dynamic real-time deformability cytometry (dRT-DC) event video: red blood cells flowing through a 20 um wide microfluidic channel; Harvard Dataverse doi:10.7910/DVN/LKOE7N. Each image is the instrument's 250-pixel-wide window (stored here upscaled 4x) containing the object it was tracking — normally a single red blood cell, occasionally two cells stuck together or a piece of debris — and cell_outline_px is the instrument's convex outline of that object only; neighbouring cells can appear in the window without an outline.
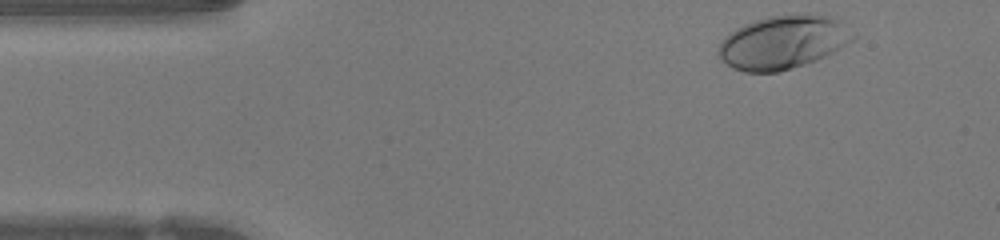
{"species": "human", "species_latin": "Homo sapiens", "temperature_condition": "warm", "stored_images_in_passage": 40, "camera_frame_rate_fps": 3000, "um_per_image_px": 0.085, "donor": {"sex": "female"}, "frame": {"image": 1, "passage_image": 1, "time_ms": 0.0, "image_size_px": [1000, 240], "cell_outline_px": [[856, 36], [852, 40], [840, 48], [816, 60], [792, 68], [776, 72], [744, 72], [732, 68], [716, 52], [720, 40], [728, 32], [744, 24], [768, 16], [808, 12], [836, 16]], "centroid_in_image_um": [66.55, 3.55], "position_along_channel_um": 18.4, "area_um2": 42.37}}
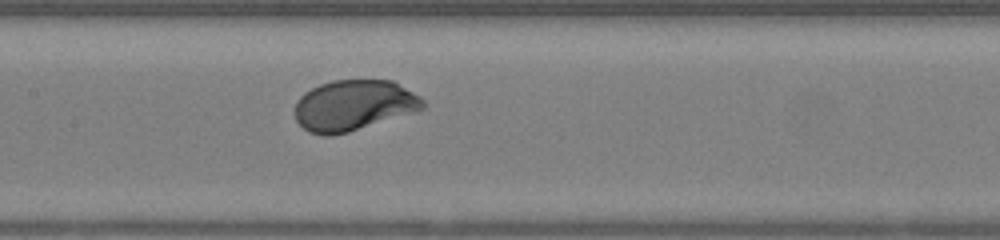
{"frame": {"image": 2, "passage_image": 18, "time_ms": 5.667, "image_size_px": [1000, 240], "cell_outline_px": [[424, 108], [348, 132], [332, 136], [324, 136], [308, 132], [296, 120], [292, 112], [296, 100], [304, 92], [320, 84], [332, 80], [392, 80], [420, 96], [424, 100]], "centroid_in_image_um": [29.99, 8.95], "position_along_channel_um": 177.4, "area_um2": 37.8}}
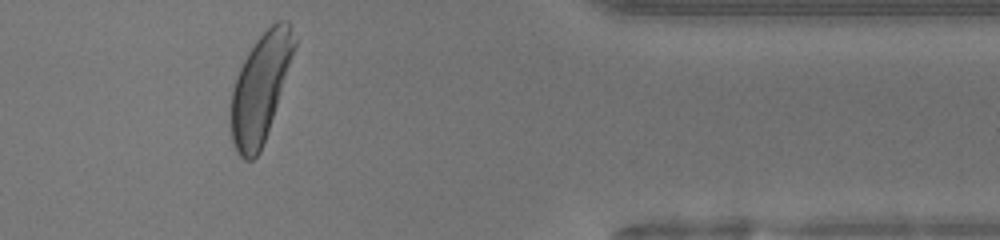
{"frame": {"image": 3, "passage_image": 35, "time_ms": 11.333, "image_size_px": [1000, 240], "cell_outline_px": [[296, 44], [260, 152], [252, 160], [244, 160], [236, 152], [232, 140], [232, 92], [236, 76], [248, 52], [256, 40], [276, 20], [288, 20], [292, 28], [296, 40]], "centroid_in_image_um": [22.12, 7.43], "position_along_channel_um": 389.3, "area_um2": 38.61}, "authors_computed_cell_mechanics": {"area_um2": 37.9168, "velocity_mm_per_s": 4.2236, "shape_relaxation_time_tau1_ms": 1.3254, "shape_relaxation_time_tau2_ms": null, "deformation_change_tau1": 0.1316, "deformation_change_tau2": null}}